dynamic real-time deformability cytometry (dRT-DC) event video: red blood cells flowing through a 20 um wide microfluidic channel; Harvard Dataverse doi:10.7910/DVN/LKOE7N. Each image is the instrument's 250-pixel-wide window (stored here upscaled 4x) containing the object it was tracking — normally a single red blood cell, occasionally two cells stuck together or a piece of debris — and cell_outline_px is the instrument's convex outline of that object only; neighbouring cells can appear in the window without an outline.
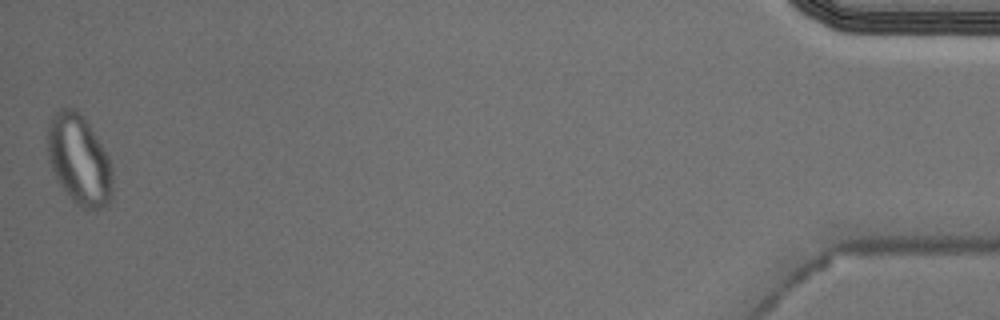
{"species": "Egyptian fruit bat (a non-hibernating species)", "species_latin": "Rousettus aegyptiacus", "temperature_condition": "cold", "stored_images_in_passage": 54, "segment_of_instrument_passage": [2, 2], "camera_frame_rate_fps": 3000, "um_per_image_px": 0.085, "animal": {"sex": "male"}, "frame": {"image": 1, "passage_image": 54, "time_ms": 17.667, "image_size_px": [1000, 320], "cell_outline_px": [[112, 200], [104, 208], [96, 212], [80, 208], [72, 200], [60, 184], [52, 168], [48, 156], [48, 120], [60, 108], [72, 108], [80, 112], [84, 116], [108, 156], [112, 168]], "centroid_in_image_um": [6.75, 13.62], "position_along_channel_um": 428.4, "area_um2": 34.33}}